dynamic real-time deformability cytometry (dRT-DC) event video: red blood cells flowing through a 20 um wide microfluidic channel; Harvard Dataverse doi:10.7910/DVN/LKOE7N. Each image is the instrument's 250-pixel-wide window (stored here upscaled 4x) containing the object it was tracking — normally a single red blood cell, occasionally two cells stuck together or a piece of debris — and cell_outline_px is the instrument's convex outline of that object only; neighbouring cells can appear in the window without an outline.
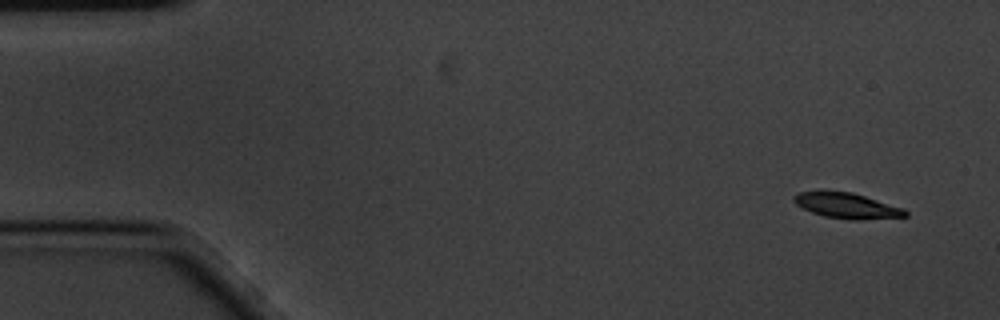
{"species": "common noctule bat (a hibernating species)", "species_latin": "Nyctalus noctula", "temperature_condition": "cold", "stored_images_in_passage": 4, "camera_frame_rate_fps": 3000, "um_per_image_px": 0.085, "animal": {"sex": "male", "body_mass_g": 20.1, "forearm_length_mm": 53.5}, "frame": {"image": 1, "passage_image": 1, "time_ms": 0.0, "image_size_px": [1000, 320], "cell_outline_px": [[908, 216], [856, 220], [852, 220], [824, 216], [812, 212], [796, 204], [792, 200], [792, 196], [800, 192], [852, 192], [904, 208], [908, 212]], "centroid_in_image_um": [72.01, 17.49], "position_along_channel_um": 13.0, "area_um2": 16.24}}
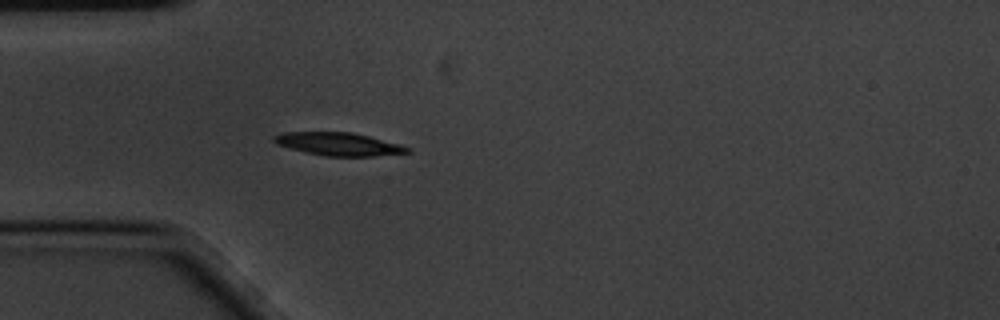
{"frame": {"image": 2, "passage_image": 4, "time_ms": 1.0, "image_size_px": [1000, 320], "cell_outline_px": [[412, 152], [372, 156], [324, 156], [304, 152], [288, 148], [276, 144], [272, 140], [272, 136], [284, 132], [352, 132], [400, 144], [412, 148]], "centroid_in_image_um": [28.76, 12.25], "position_along_channel_um": 56.2, "area_um2": 17.98}}